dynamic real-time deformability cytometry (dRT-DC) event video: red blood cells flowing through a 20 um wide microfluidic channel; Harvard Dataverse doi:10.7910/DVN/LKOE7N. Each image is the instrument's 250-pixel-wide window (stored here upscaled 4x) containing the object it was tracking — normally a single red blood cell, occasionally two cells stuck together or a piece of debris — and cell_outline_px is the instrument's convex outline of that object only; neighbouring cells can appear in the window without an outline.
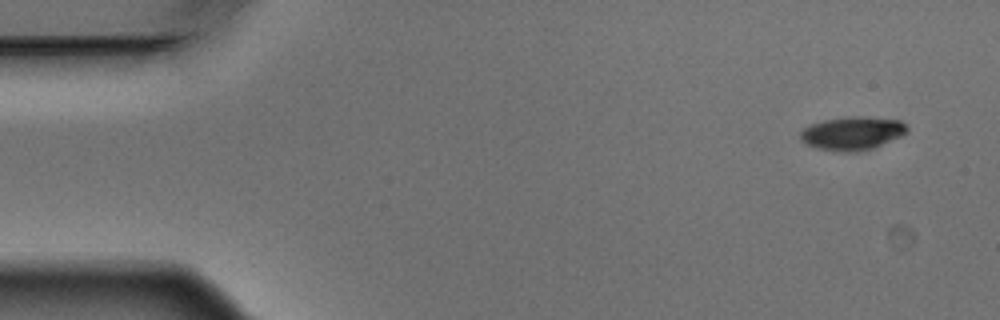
{"species": "Egyptian fruit bat (a non-hibernating species)", "species_latin": "Rousettus aegyptiacus", "temperature_condition": "warm", "stored_images_in_passage": 6, "camera_frame_rate_fps": 3000, "um_per_image_px": 0.085, "animal": {"sex": "male"}, "frame": {"image": 1, "passage_image": 1, "time_ms": 0.0, "image_size_px": [1000, 320], "cell_outline_px": [[908, 132], [900, 136], [872, 148], [860, 152], [840, 152], [816, 148], [800, 140], [800, 132], [804, 128], [812, 124], [824, 120], [848, 116], [860, 116], [900, 120], [908, 128]], "centroid_in_image_um": [72.43, 11.33], "position_along_channel_um": 12.6, "area_um2": 20.69}}
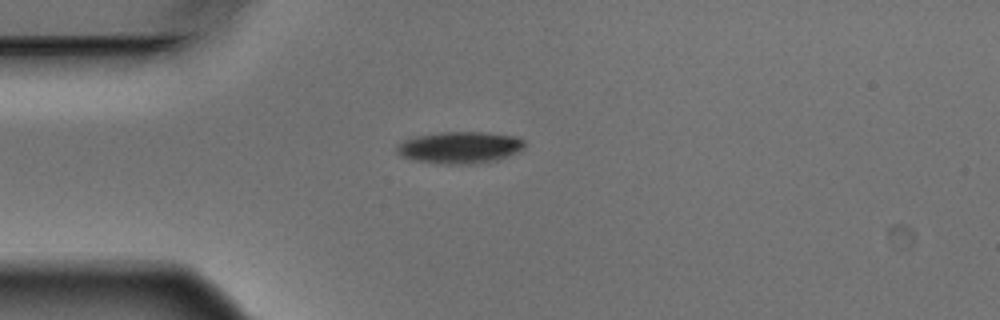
{"frame": {"image": 2, "passage_image": 4, "time_ms": 1.0, "image_size_px": [1000, 320], "cell_outline_px": [[524, 144], [516, 152], [508, 156], [496, 160], [468, 164], [440, 164], [412, 160], [400, 156], [396, 152], [396, 148], [404, 140], [416, 136], [444, 132], [480, 132], [512, 136], [524, 140]], "centroid_in_image_um": [39.01, 12.55], "position_along_channel_um": 46.0, "area_um2": 23.35}}
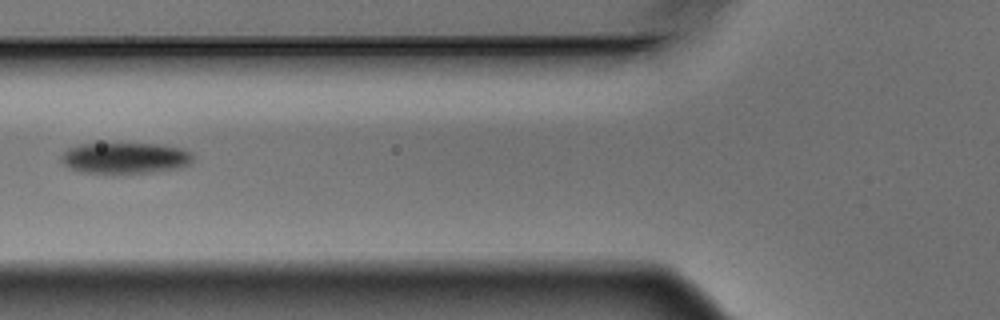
{"frame": {"image": 3, "passage_image": 6, "time_ms": 1.667, "image_size_px": [1000, 320], "cell_outline_px": [[192, 160], [188, 164], [180, 168], [152, 172], [80, 172], [64, 164], [60, 156], [68, 148], [80, 144], [160, 144], [184, 148], [192, 152]], "centroid_in_image_um": [10.68, 13.41], "position_along_channel_um": 115.1, "area_um2": 23.52}}